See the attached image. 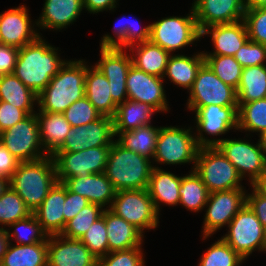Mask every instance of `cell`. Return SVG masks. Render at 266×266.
I'll list each match as a JSON object with an SVG mask.
<instances>
[{"label": "cell", "mask_w": 266, "mask_h": 266, "mask_svg": "<svg viewBox=\"0 0 266 266\" xmlns=\"http://www.w3.org/2000/svg\"><path fill=\"white\" fill-rule=\"evenodd\" d=\"M57 50L41 35L19 48L14 74L37 96L66 62L58 56Z\"/></svg>", "instance_id": "1"}, {"label": "cell", "mask_w": 266, "mask_h": 266, "mask_svg": "<svg viewBox=\"0 0 266 266\" xmlns=\"http://www.w3.org/2000/svg\"><path fill=\"white\" fill-rule=\"evenodd\" d=\"M85 60H66L58 73L38 95V110L63 113L71 104L85 96Z\"/></svg>", "instance_id": "2"}, {"label": "cell", "mask_w": 266, "mask_h": 266, "mask_svg": "<svg viewBox=\"0 0 266 266\" xmlns=\"http://www.w3.org/2000/svg\"><path fill=\"white\" fill-rule=\"evenodd\" d=\"M57 176L51 155L40 160L20 162L9 180V186L23 199L33 213L56 184Z\"/></svg>", "instance_id": "3"}, {"label": "cell", "mask_w": 266, "mask_h": 266, "mask_svg": "<svg viewBox=\"0 0 266 266\" xmlns=\"http://www.w3.org/2000/svg\"><path fill=\"white\" fill-rule=\"evenodd\" d=\"M153 167L150 159L125 149L115 140L104 173L116 191L147 189Z\"/></svg>", "instance_id": "4"}, {"label": "cell", "mask_w": 266, "mask_h": 266, "mask_svg": "<svg viewBox=\"0 0 266 266\" xmlns=\"http://www.w3.org/2000/svg\"><path fill=\"white\" fill-rule=\"evenodd\" d=\"M194 171L209 193L244 188L237 169L216 146L200 147Z\"/></svg>", "instance_id": "5"}, {"label": "cell", "mask_w": 266, "mask_h": 266, "mask_svg": "<svg viewBox=\"0 0 266 266\" xmlns=\"http://www.w3.org/2000/svg\"><path fill=\"white\" fill-rule=\"evenodd\" d=\"M192 127L178 126L160 127L157 137L153 162L166 165H182L193 163V170L200 146L198 145Z\"/></svg>", "instance_id": "6"}, {"label": "cell", "mask_w": 266, "mask_h": 266, "mask_svg": "<svg viewBox=\"0 0 266 266\" xmlns=\"http://www.w3.org/2000/svg\"><path fill=\"white\" fill-rule=\"evenodd\" d=\"M221 238L244 260L255 250L266 252V229L247 204L231 220L228 232Z\"/></svg>", "instance_id": "7"}, {"label": "cell", "mask_w": 266, "mask_h": 266, "mask_svg": "<svg viewBox=\"0 0 266 266\" xmlns=\"http://www.w3.org/2000/svg\"><path fill=\"white\" fill-rule=\"evenodd\" d=\"M249 141L218 138L216 147L234 165L242 179L247 176L250 184L256 185L266 175V156L260 139L256 144Z\"/></svg>", "instance_id": "8"}, {"label": "cell", "mask_w": 266, "mask_h": 266, "mask_svg": "<svg viewBox=\"0 0 266 266\" xmlns=\"http://www.w3.org/2000/svg\"><path fill=\"white\" fill-rule=\"evenodd\" d=\"M185 17L170 16L150 24V41L170 54L201 39L193 7Z\"/></svg>", "instance_id": "9"}, {"label": "cell", "mask_w": 266, "mask_h": 266, "mask_svg": "<svg viewBox=\"0 0 266 266\" xmlns=\"http://www.w3.org/2000/svg\"><path fill=\"white\" fill-rule=\"evenodd\" d=\"M110 210L143 234L144 230L157 228L159 214L147 189L116 191Z\"/></svg>", "instance_id": "10"}, {"label": "cell", "mask_w": 266, "mask_h": 266, "mask_svg": "<svg viewBox=\"0 0 266 266\" xmlns=\"http://www.w3.org/2000/svg\"><path fill=\"white\" fill-rule=\"evenodd\" d=\"M111 146L88 148L79 152H54V161L58 182L67 178L85 177L90 174L104 173Z\"/></svg>", "instance_id": "11"}, {"label": "cell", "mask_w": 266, "mask_h": 266, "mask_svg": "<svg viewBox=\"0 0 266 266\" xmlns=\"http://www.w3.org/2000/svg\"><path fill=\"white\" fill-rule=\"evenodd\" d=\"M0 142L20 162H31L48 156L41 145L36 113L1 132Z\"/></svg>", "instance_id": "12"}, {"label": "cell", "mask_w": 266, "mask_h": 266, "mask_svg": "<svg viewBox=\"0 0 266 266\" xmlns=\"http://www.w3.org/2000/svg\"><path fill=\"white\" fill-rule=\"evenodd\" d=\"M187 107L208 105L238 106L236 89L225 84L204 62L199 68L192 88L188 91Z\"/></svg>", "instance_id": "13"}, {"label": "cell", "mask_w": 266, "mask_h": 266, "mask_svg": "<svg viewBox=\"0 0 266 266\" xmlns=\"http://www.w3.org/2000/svg\"><path fill=\"white\" fill-rule=\"evenodd\" d=\"M195 112L197 124L195 138L200 147L216 146V138L209 139L205 133L212 136L226 134L229 130L238 131V106L208 105L203 107H187ZM205 132V133H204Z\"/></svg>", "instance_id": "14"}, {"label": "cell", "mask_w": 266, "mask_h": 266, "mask_svg": "<svg viewBox=\"0 0 266 266\" xmlns=\"http://www.w3.org/2000/svg\"><path fill=\"white\" fill-rule=\"evenodd\" d=\"M245 188L209 193L203 221V240L224 226H228L238 211L246 204Z\"/></svg>", "instance_id": "15"}, {"label": "cell", "mask_w": 266, "mask_h": 266, "mask_svg": "<svg viewBox=\"0 0 266 266\" xmlns=\"http://www.w3.org/2000/svg\"><path fill=\"white\" fill-rule=\"evenodd\" d=\"M115 137L113 118L102 115L86 125L72 127L55 152H79L88 148L111 146Z\"/></svg>", "instance_id": "16"}, {"label": "cell", "mask_w": 266, "mask_h": 266, "mask_svg": "<svg viewBox=\"0 0 266 266\" xmlns=\"http://www.w3.org/2000/svg\"><path fill=\"white\" fill-rule=\"evenodd\" d=\"M100 55L95 66L107 78L112 100L118 106L128 99L126 78L132 65L131 54L120 48H100Z\"/></svg>", "instance_id": "17"}, {"label": "cell", "mask_w": 266, "mask_h": 266, "mask_svg": "<svg viewBox=\"0 0 266 266\" xmlns=\"http://www.w3.org/2000/svg\"><path fill=\"white\" fill-rule=\"evenodd\" d=\"M163 80L164 78L149 75L131 65L126 78L128 99L148 104L159 113L168 112L170 107L167 104Z\"/></svg>", "instance_id": "18"}, {"label": "cell", "mask_w": 266, "mask_h": 266, "mask_svg": "<svg viewBox=\"0 0 266 266\" xmlns=\"http://www.w3.org/2000/svg\"><path fill=\"white\" fill-rule=\"evenodd\" d=\"M28 12L21 4L0 14V44L22 48L40 35Z\"/></svg>", "instance_id": "19"}, {"label": "cell", "mask_w": 266, "mask_h": 266, "mask_svg": "<svg viewBox=\"0 0 266 266\" xmlns=\"http://www.w3.org/2000/svg\"><path fill=\"white\" fill-rule=\"evenodd\" d=\"M47 266H97V258L79 239L48 236Z\"/></svg>", "instance_id": "20"}, {"label": "cell", "mask_w": 266, "mask_h": 266, "mask_svg": "<svg viewBox=\"0 0 266 266\" xmlns=\"http://www.w3.org/2000/svg\"><path fill=\"white\" fill-rule=\"evenodd\" d=\"M192 7L200 31L211 25L243 20L246 10L244 0H194Z\"/></svg>", "instance_id": "21"}, {"label": "cell", "mask_w": 266, "mask_h": 266, "mask_svg": "<svg viewBox=\"0 0 266 266\" xmlns=\"http://www.w3.org/2000/svg\"><path fill=\"white\" fill-rule=\"evenodd\" d=\"M63 184L69 191L85 197L90 203L97 204L103 209H110L116 195V190L105 173L67 178Z\"/></svg>", "instance_id": "22"}, {"label": "cell", "mask_w": 266, "mask_h": 266, "mask_svg": "<svg viewBox=\"0 0 266 266\" xmlns=\"http://www.w3.org/2000/svg\"><path fill=\"white\" fill-rule=\"evenodd\" d=\"M208 34L211 35L215 51L213 50L212 53L206 51L204 55L234 56L249 39L243 20L234 23L211 25L201 31V37Z\"/></svg>", "instance_id": "23"}, {"label": "cell", "mask_w": 266, "mask_h": 266, "mask_svg": "<svg viewBox=\"0 0 266 266\" xmlns=\"http://www.w3.org/2000/svg\"><path fill=\"white\" fill-rule=\"evenodd\" d=\"M65 185L62 182L50 189L42 204L33 212L42 230L48 235H60L65 226L64 220Z\"/></svg>", "instance_id": "24"}, {"label": "cell", "mask_w": 266, "mask_h": 266, "mask_svg": "<svg viewBox=\"0 0 266 266\" xmlns=\"http://www.w3.org/2000/svg\"><path fill=\"white\" fill-rule=\"evenodd\" d=\"M82 10L83 0H45L36 26L44 30L60 31L75 22Z\"/></svg>", "instance_id": "25"}, {"label": "cell", "mask_w": 266, "mask_h": 266, "mask_svg": "<svg viewBox=\"0 0 266 266\" xmlns=\"http://www.w3.org/2000/svg\"><path fill=\"white\" fill-rule=\"evenodd\" d=\"M102 216L105 219L107 229L108 253L143 245L144 234L134 225L128 223L110 209H104Z\"/></svg>", "instance_id": "26"}, {"label": "cell", "mask_w": 266, "mask_h": 266, "mask_svg": "<svg viewBox=\"0 0 266 266\" xmlns=\"http://www.w3.org/2000/svg\"><path fill=\"white\" fill-rule=\"evenodd\" d=\"M111 88L107 78L95 66L86 64L85 96L103 116L114 117L117 105L110 94Z\"/></svg>", "instance_id": "27"}, {"label": "cell", "mask_w": 266, "mask_h": 266, "mask_svg": "<svg viewBox=\"0 0 266 266\" xmlns=\"http://www.w3.org/2000/svg\"><path fill=\"white\" fill-rule=\"evenodd\" d=\"M181 179V176H176L170 171H165L156 165L153 167L147 190L158 213L163 203L169 206L179 204Z\"/></svg>", "instance_id": "28"}, {"label": "cell", "mask_w": 266, "mask_h": 266, "mask_svg": "<svg viewBox=\"0 0 266 266\" xmlns=\"http://www.w3.org/2000/svg\"><path fill=\"white\" fill-rule=\"evenodd\" d=\"M41 145L52 155L65 141L72 128L63 113L36 112Z\"/></svg>", "instance_id": "29"}, {"label": "cell", "mask_w": 266, "mask_h": 266, "mask_svg": "<svg viewBox=\"0 0 266 266\" xmlns=\"http://www.w3.org/2000/svg\"><path fill=\"white\" fill-rule=\"evenodd\" d=\"M129 48L132 53L133 66L149 75L164 78L166 66L171 56L169 52L150 40L132 45Z\"/></svg>", "instance_id": "30"}, {"label": "cell", "mask_w": 266, "mask_h": 266, "mask_svg": "<svg viewBox=\"0 0 266 266\" xmlns=\"http://www.w3.org/2000/svg\"><path fill=\"white\" fill-rule=\"evenodd\" d=\"M125 17L126 16L122 17L119 22L117 21L116 25L113 26V33L115 36L105 34L101 38L100 48H126L127 50L128 47L132 45L149 41L150 25L141 28L140 22H137L136 18L132 21L131 19L125 20Z\"/></svg>", "instance_id": "31"}, {"label": "cell", "mask_w": 266, "mask_h": 266, "mask_svg": "<svg viewBox=\"0 0 266 266\" xmlns=\"http://www.w3.org/2000/svg\"><path fill=\"white\" fill-rule=\"evenodd\" d=\"M204 52L192 55V57L183 54H171L166 66L164 77L170 79L173 84L187 89L192 88L197 72L205 62Z\"/></svg>", "instance_id": "32"}, {"label": "cell", "mask_w": 266, "mask_h": 266, "mask_svg": "<svg viewBox=\"0 0 266 266\" xmlns=\"http://www.w3.org/2000/svg\"><path fill=\"white\" fill-rule=\"evenodd\" d=\"M155 113L158 111L154 107L127 99L117 106L113 117L114 132L132 131L144 125H151L152 115Z\"/></svg>", "instance_id": "33"}, {"label": "cell", "mask_w": 266, "mask_h": 266, "mask_svg": "<svg viewBox=\"0 0 266 266\" xmlns=\"http://www.w3.org/2000/svg\"><path fill=\"white\" fill-rule=\"evenodd\" d=\"M38 96L14 74L0 76V101H5L24 110L28 115L35 111Z\"/></svg>", "instance_id": "34"}, {"label": "cell", "mask_w": 266, "mask_h": 266, "mask_svg": "<svg viewBox=\"0 0 266 266\" xmlns=\"http://www.w3.org/2000/svg\"><path fill=\"white\" fill-rule=\"evenodd\" d=\"M160 127L144 125L132 131L115 132L116 141L125 149L132 150L153 160Z\"/></svg>", "instance_id": "35"}, {"label": "cell", "mask_w": 266, "mask_h": 266, "mask_svg": "<svg viewBox=\"0 0 266 266\" xmlns=\"http://www.w3.org/2000/svg\"><path fill=\"white\" fill-rule=\"evenodd\" d=\"M9 241L0 266H47V242L18 245Z\"/></svg>", "instance_id": "36"}, {"label": "cell", "mask_w": 266, "mask_h": 266, "mask_svg": "<svg viewBox=\"0 0 266 266\" xmlns=\"http://www.w3.org/2000/svg\"><path fill=\"white\" fill-rule=\"evenodd\" d=\"M236 92L237 103L266 98V65L244 67Z\"/></svg>", "instance_id": "37"}, {"label": "cell", "mask_w": 266, "mask_h": 266, "mask_svg": "<svg viewBox=\"0 0 266 266\" xmlns=\"http://www.w3.org/2000/svg\"><path fill=\"white\" fill-rule=\"evenodd\" d=\"M179 195L180 205L189 211L199 212L205 208L209 192L199 175L192 169L188 175L182 176Z\"/></svg>", "instance_id": "38"}, {"label": "cell", "mask_w": 266, "mask_h": 266, "mask_svg": "<svg viewBox=\"0 0 266 266\" xmlns=\"http://www.w3.org/2000/svg\"><path fill=\"white\" fill-rule=\"evenodd\" d=\"M238 130L242 132H266V98L238 103Z\"/></svg>", "instance_id": "39"}, {"label": "cell", "mask_w": 266, "mask_h": 266, "mask_svg": "<svg viewBox=\"0 0 266 266\" xmlns=\"http://www.w3.org/2000/svg\"><path fill=\"white\" fill-rule=\"evenodd\" d=\"M8 227L11 228L5 229V231L9 241L15 238L18 245L48 242V235L42 230L41 224L33 213L25 219L10 224Z\"/></svg>", "instance_id": "40"}, {"label": "cell", "mask_w": 266, "mask_h": 266, "mask_svg": "<svg viewBox=\"0 0 266 266\" xmlns=\"http://www.w3.org/2000/svg\"><path fill=\"white\" fill-rule=\"evenodd\" d=\"M31 211L26 207L23 199L9 186L0 197V229H6L16 221L27 218Z\"/></svg>", "instance_id": "41"}, {"label": "cell", "mask_w": 266, "mask_h": 266, "mask_svg": "<svg viewBox=\"0 0 266 266\" xmlns=\"http://www.w3.org/2000/svg\"><path fill=\"white\" fill-rule=\"evenodd\" d=\"M205 62L212 71L225 83L237 90L243 67L234 56L204 55Z\"/></svg>", "instance_id": "42"}, {"label": "cell", "mask_w": 266, "mask_h": 266, "mask_svg": "<svg viewBox=\"0 0 266 266\" xmlns=\"http://www.w3.org/2000/svg\"><path fill=\"white\" fill-rule=\"evenodd\" d=\"M104 209L97 204H88L74 218L69 220L61 233L68 239H81L92 224L102 216Z\"/></svg>", "instance_id": "43"}, {"label": "cell", "mask_w": 266, "mask_h": 266, "mask_svg": "<svg viewBox=\"0 0 266 266\" xmlns=\"http://www.w3.org/2000/svg\"><path fill=\"white\" fill-rule=\"evenodd\" d=\"M201 257L198 266H240L244 262L222 238L213 243Z\"/></svg>", "instance_id": "44"}, {"label": "cell", "mask_w": 266, "mask_h": 266, "mask_svg": "<svg viewBox=\"0 0 266 266\" xmlns=\"http://www.w3.org/2000/svg\"><path fill=\"white\" fill-rule=\"evenodd\" d=\"M80 240L97 259L107 255L108 237L104 217H99Z\"/></svg>", "instance_id": "45"}, {"label": "cell", "mask_w": 266, "mask_h": 266, "mask_svg": "<svg viewBox=\"0 0 266 266\" xmlns=\"http://www.w3.org/2000/svg\"><path fill=\"white\" fill-rule=\"evenodd\" d=\"M63 114L71 127L86 125L102 116L86 96L71 104Z\"/></svg>", "instance_id": "46"}, {"label": "cell", "mask_w": 266, "mask_h": 266, "mask_svg": "<svg viewBox=\"0 0 266 266\" xmlns=\"http://www.w3.org/2000/svg\"><path fill=\"white\" fill-rule=\"evenodd\" d=\"M243 21L249 40L266 45V8H246Z\"/></svg>", "instance_id": "47"}, {"label": "cell", "mask_w": 266, "mask_h": 266, "mask_svg": "<svg viewBox=\"0 0 266 266\" xmlns=\"http://www.w3.org/2000/svg\"><path fill=\"white\" fill-rule=\"evenodd\" d=\"M142 246L110 252L98 258L97 266H145Z\"/></svg>", "instance_id": "48"}, {"label": "cell", "mask_w": 266, "mask_h": 266, "mask_svg": "<svg viewBox=\"0 0 266 266\" xmlns=\"http://www.w3.org/2000/svg\"><path fill=\"white\" fill-rule=\"evenodd\" d=\"M234 58L243 68L266 65V45L248 39L234 54Z\"/></svg>", "instance_id": "49"}, {"label": "cell", "mask_w": 266, "mask_h": 266, "mask_svg": "<svg viewBox=\"0 0 266 266\" xmlns=\"http://www.w3.org/2000/svg\"><path fill=\"white\" fill-rule=\"evenodd\" d=\"M28 114L8 102L0 101V131H5L22 121Z\"/></svg>", "instance_id": "50"}, {"label": "cell", "mask_w": 266, "mask_h": 266, "mask_svg": "<svg viewBox=\"0 0 266 266\" xmlns=\"http://www.w3.org/2000/svg\"><path fill=\"white\" fill-rule=\"evenodd\" d=\"M251 188L252 193L246 194V204L266 229V195L256 185H251Z\"/></svg>", "instance_id": "51"}, {"label": "cell", "mask_w": 266, "mask_h": 266, "mask_svg": "<svg viewBox=\"0 0 266 266\" xmlns=\"http://www.w3.org/2000/svg\"><path fill=\"white\" fill-rule=\"evenodd\" d=\"M90 202L85 197L69 191L65 186L64 220L67 223L74 218Z\"/></svg>", "instance_id": "52"}, {"label": "cell", "mask_w": 266, "mask_h": 266, "mask_svg": "<svg viewBox=\"0 0 266 266\" xmlns=\"http://www.w3.org/2000/svg\"><path fill=\"white\" fill-rule=\"evenodd\" d=\"M19 48L0 44V76L14 73Z\"/></svg>", "instance_id": "53"}, {"label": "cell", "mask_w": 266, "mask_h": 266, "mask_svg": "<svg viewBox=\"0 0 266 266\" xmlns=\"http://www.w3.org/2000/svg\"><path fill=\"white\" fill-rule=\"evenodd\" d=\"M20 161L0 142V178L10 179Z\"/></svg>", "instance_id": "54"}, {"label": "cell", "mask_w": 266, "mask_h": 266, "mask_svg": "<svg viewBox=\"0 0 266 266\" xmlns=\"http://www.w3.org/2000/svg\"><path fill=\"white\" fill-rule=\"evenodd\" d=\"M118 0H83V7L89 13H99L103 11L116 9Z\"/></svg>", "instance_id": "55"}, {"label": "cell", "mask_w": 266, "mask_h": 266, "mask_svg": "<svg viewBox=\"0 0 266 266\" xmlns=\"http://www.w3.org/2000/svg\"><path fill=\"white\" fill-rule=\"evenodd\" d=\"M9 239L7 237L5 229H0V262L5 255Z\"/></svg>", "instance_id": "56"}, {"label": "cell", "mask_w": 266, "mask_h": 266, "mask_svg": "<svg viewBox=\"0 0 266 266\" xmlns=\"http://www.w3.org/2000/svg\"><path fill=\"white\" fill-rule=\"evenodd\" d=\"M246 8H266V0H244Z\"/></svg>", "instance_id": "57"}, {"label": "cell", "mask_w": 266, "mask_h": 266, "mask_svg": "<svg viewBox=\"0 0 266 266\" xmlns=\"http://www.w3.org/2000/svg\"><path fill=\"white\" fill-rule=\"evenodd\" d=\"M10 179H1L0 178V197L3 195L5 190L9 187Z\"/></svg>", "instance_id": "58"}, {"label": "cell", "mask_w": 266, "mask_h": 266, "mask_svg": "<svg viewBox=\"0 0 266 266\" xmlns=\"http://www.w3.org/2000/svg\"><path fill=\"white\" fill-rule=\"evenodd\" d=\"M256 186L266 195V175L256 184Z\"/></svg>", "instance_id": "59"}, {"label": "cell", "mask_w": 266, "mask_h": 266, "mask_svg": "<svg viewBox=\"0 0 266 266\" xmlns=\"http://www.w3.org/2000/svg\"><path fill=\"white\" fill-rule=\"evenodd\" d=\"M259 139L261 141L262 147H263V151L265 153L266 156V132L263 133L261 136H259Z\"/></svg>", "instance_id": "60"}]
</instances>
